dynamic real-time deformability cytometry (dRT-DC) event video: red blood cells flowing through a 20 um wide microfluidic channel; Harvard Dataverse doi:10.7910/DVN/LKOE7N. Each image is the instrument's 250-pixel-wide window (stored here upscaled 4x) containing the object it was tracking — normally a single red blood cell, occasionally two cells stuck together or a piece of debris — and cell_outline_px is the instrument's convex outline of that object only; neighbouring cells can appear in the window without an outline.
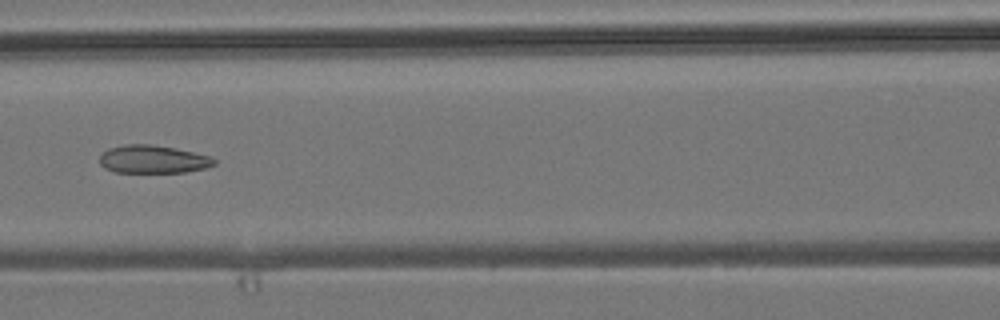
{"species": "common noctule bat (a hibernating species)", "species_latin": "Nyctalus noctula", "temperature_condition": "room temperature", "stored_images_in_passage": 7, "camera_frame_rate_fps": 3000, "um_per_image_px": 0.085, "animal": {"sex": "male", "body_mass_g": 19.2, "forearm_length_mm": 51.8}, "frame": {"image": 1, "passage_image": 7, "time_ms": 7.0, "image_size_px": [1000, 320], "cell_outline_px": [[216, 164], [204, 168], [184, 172], [116, 172], [104, 168], [100, 164], [100, 156], [108, 148], [124, 144], [152, 144], [176, 148], [212, 156], [216, 160]], "centroid_in_image_um": [13.01, 13.53], "position_along_channel_um": 153.6, "area_um2": 18.79}}